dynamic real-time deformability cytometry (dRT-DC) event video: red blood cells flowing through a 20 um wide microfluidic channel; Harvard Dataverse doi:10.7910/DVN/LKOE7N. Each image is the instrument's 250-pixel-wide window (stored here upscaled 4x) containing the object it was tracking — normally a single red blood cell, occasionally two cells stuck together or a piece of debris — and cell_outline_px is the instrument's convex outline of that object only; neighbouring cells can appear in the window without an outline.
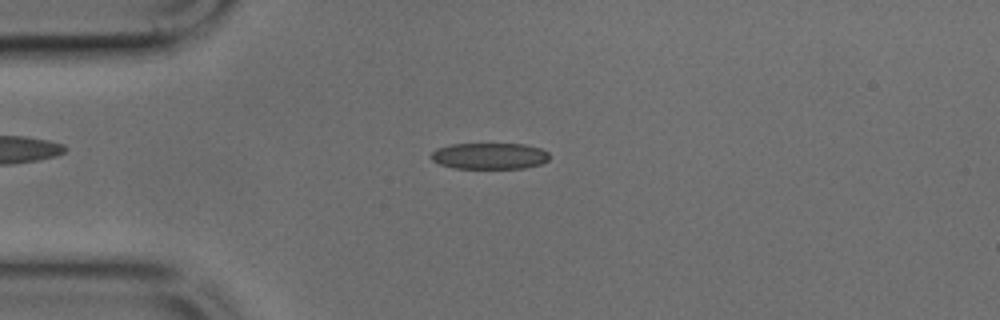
{"species": "common noctule bat (a hibernating species)", "species_latin": "Nyctalus noctula", "temperature_condition": "cold", "stored_images_in_passage": 47, "camera_frame_rate_fps": 3000, "um_per_image_px": 0.085, "animal": {"sex": "male", "body_mass_g": 17.9, "forearm_length_mm": 54.2}, "frame": {"image": 1, "passage_image": 11, "time_ms": 3.333, "image_size_px": [1000, 320], "cell_outline_px": [[548, 160], [540, 164], [524, 168], [456, 168], [440, 164], [432, 160], [428, 156], [436, 148], [452, 144], [524, 144], [540, 148], [548, 152]], "centroid_in_image_um": [41.58, 13.25], "position_along_channel_um": 43.4, "area_um2": 18.09}}
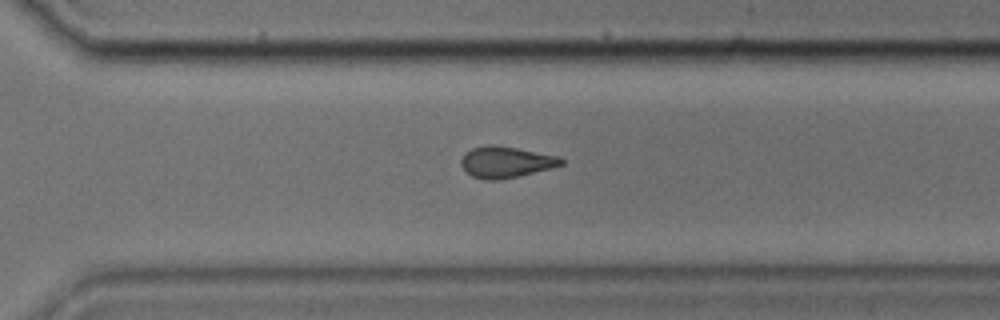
{"frame": {"image": 2, "passage_image": 33, "time_ms": 10.667, "image_size_px": [1000, 320], "cell_outline_px": [[564, 164], [552, 168], [500, 180], [484, 180], [472, 176], [464, 172], [460, 164], [460, 160], [464, 152], [472, 148], [484, 144], [492, 144], [516, 148], [560, 156], [564, 160]], "centroid_in_image_um": [42.95, 13.77], "position_along_channel_um": 327.6, "area_um2": 18.55}}
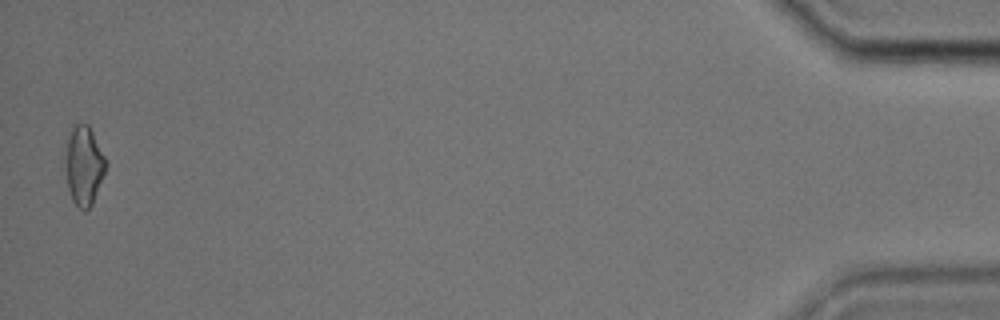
{"frame": {"image": 3, "passage_image": 47, "time_ms": 15.333, "image_size_px": [1000, 320], "cell_outline_px": [[104, 172], [92, 204], [84, 212], [72, 200], [68, 188], [64, 168], [68, 140], [72, 124], [88, 124], [104, 156]], "centroid_in_image_um": [7.09, 14.08], "position_along_channel_um": 428.1, "area_um2": 18.15}}